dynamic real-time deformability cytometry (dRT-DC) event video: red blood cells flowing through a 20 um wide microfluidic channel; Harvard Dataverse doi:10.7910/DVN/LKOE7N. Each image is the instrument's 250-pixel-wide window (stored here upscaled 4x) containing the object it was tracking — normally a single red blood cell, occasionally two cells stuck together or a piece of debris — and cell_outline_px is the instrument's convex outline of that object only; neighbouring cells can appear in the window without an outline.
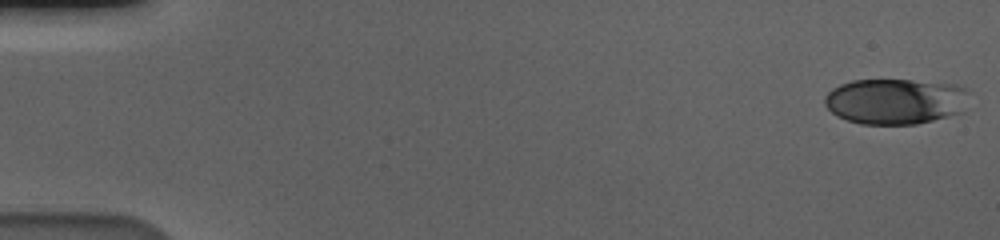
{"species": "human", "species_latin": "Homo sapiens", "temperature_condition": "cold", "stored_images_in_passage": 57, "camera_frame_rate_fps": 3000, "um_per_image_px": 0.085, "donor": {"sex": "male"}, "frame": {"image": 1, "passage_image": 1, "time_ms": 0.0, "image_size_px": [1000, 240], "cell_outline_px": [[968, 92], [964, 112], [916, 124], [860, 124], [836, 116], [824, 104], [824, 96], [832, 88], [840, 84], [852, 80], [912, 80], [956, 84], [968, 88]], "centroid_in_image_um": [76.11, 8.6], "position_along_channel_um": 8.9, "area_um2": 38.78}}
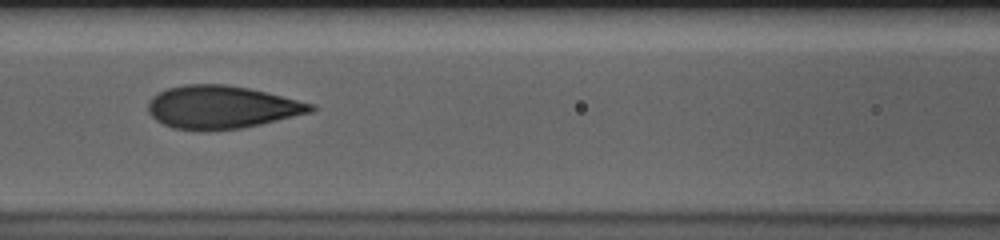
{"frame": {"image": 2, "passage_image": 26, "time_ms": 8.333, "image_size_px": [1000, 240], "cell_outline_px": [[316, 108], [312, 112], [260, 124], [240, 128], [172, 128], [156, 120], [148, 112], [148, 104], [152, 96], [168, 88], [184, 84], [224, 84], [248, 88], [316, 104]], "centroid_in_image_um": [18.85, 9.07], "position_along_channel_um": 147.7, "area_um2": 39.82}}
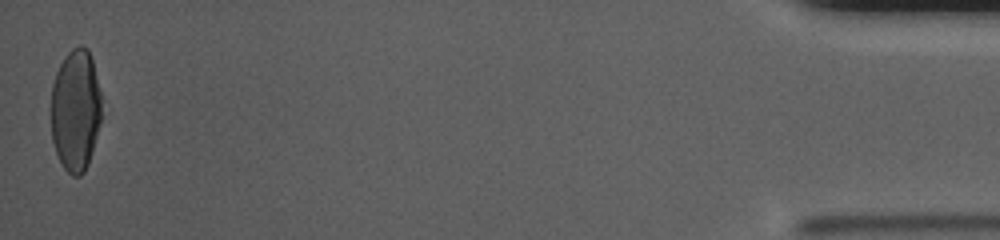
{"frame": {"image": 3, "passage_image": 57, "time_ms": 18.667, "image_size_px": [1000, 240], "cell_outline_px": [[104, 100], [100, 120], [96, 136], [88, 164], [84, 172], [80, 176], [72, 176], [64, 168], [56, 152], [52, 140], [52, 84], [56, 72], [60, 64], [68, 52], [72, 48], [80, 44], [88, 48], [92, 60]], "centroid_in_image_um": [6.45, 9.33], "position_along_channel_um": 428.7, "area_um2": 36.18}, "authors_computed_cell_mechanics": {"area_um2": 39.8242, "velocity_mm_per_s": 3.5826, "shape_relaxation_time_tau1_ms": 5.6825, "shape_relaxation_time_tau2_ms": null, "deformation_change_tau1": 0.2087, "deformation_change_tau2": null}}